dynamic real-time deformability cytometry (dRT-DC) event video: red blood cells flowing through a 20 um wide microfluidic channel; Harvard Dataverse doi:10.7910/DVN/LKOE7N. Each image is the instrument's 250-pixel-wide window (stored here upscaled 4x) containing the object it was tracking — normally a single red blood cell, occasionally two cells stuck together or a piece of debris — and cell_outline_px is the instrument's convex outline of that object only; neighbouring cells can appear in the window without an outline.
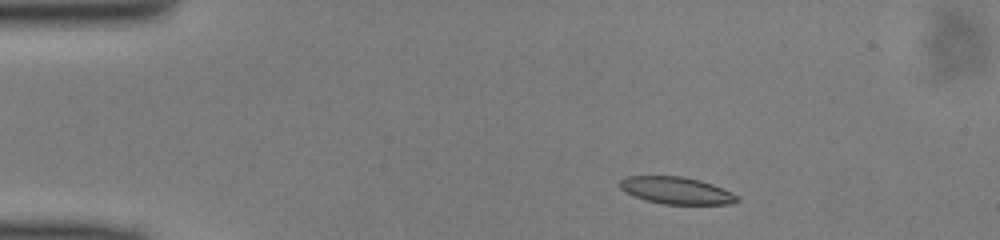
{"species": "common noctule bat (a hibernating species)", "species_latin": "Nyctalus noctula", "temperature_condition": "cold", "stored_images_in_passage": 42, "camera_frame_rate_fps": 3000, "um_per_image_px": 0.085, "animal": {"sex": "male", "body_mass_g": 13.0, "forearm_length_mm": 53.1}, "frame": {"image": 1, "passage_image": 1, "time_ms": 0.0, "image_size_px": [1000, 240], "cell_outline_px": [[740, 200], [728, 204], [664, 204], [648, 200], [624, 192], [620, 188], [620, 180], [624, 176], [684, 176], [700, 180], [712, 184], [732, 192], [740, 196]], "centroid_in_image_um": [57.51, 16.18], "position_along_channel_um": 27.5, "area_um2": 18.5}}
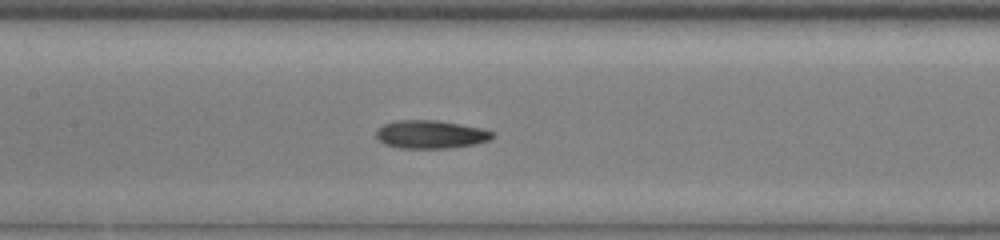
{"frame": {"image": 2, "passage_image": 16, "time_ms": 5.0, "image_size_px": [1000, 240], "cell_outline_px": [[496, 136], [488, 140], [472, 144], [448, 148], [400, 148], [384, 144], [376, 136], [376, 132], [384, 124], [396, 120], [436, 120], [484, 128], [492, 132]], "centroid_in_image_um": [36.61, 11.42], "position_along_channel_um": 170.8, "area_um2": 18.96}}
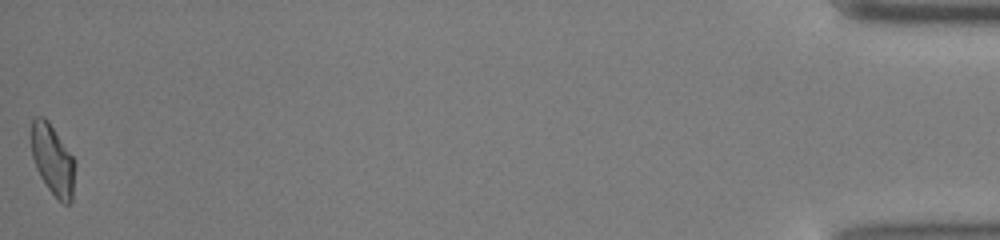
{"frame": {"image": 3, "passage_image": 42, "time_ms": 13.667, "image_size_px": [1000, 240], "cell_outline_px": [[76, 164], [72, 200], [68, 204], [64, 204], [48, 188], [40, 176], [36, 168], [32, 156], [32, 120], [36, 116], [44, 116], [48, 120], [72, 156]], "centroid_in_image_um": [4.49, 13.58], "position_along_channel_um": 430.7, "area_um2": 17.74}}